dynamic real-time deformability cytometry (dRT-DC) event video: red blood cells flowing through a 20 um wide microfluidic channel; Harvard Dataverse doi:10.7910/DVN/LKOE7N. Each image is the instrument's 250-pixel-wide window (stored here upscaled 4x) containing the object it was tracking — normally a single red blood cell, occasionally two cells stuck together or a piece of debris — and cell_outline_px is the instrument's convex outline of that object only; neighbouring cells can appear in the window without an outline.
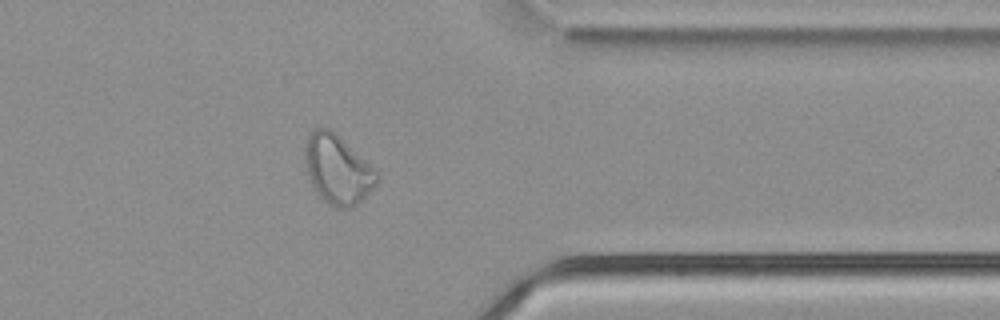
{"species": "common noctule bat (a hibernating species)", "species_latin": "Nyctalus noctula", "temperature_condition": "cold", "stored_images_in_passage": 38, "camera_frame_rate_fps": 3000, "um_per_image_px": 0.085, "animal": {"sex": "male", "body_mass_g": 21.5, "forearm_length_mm": 52.0}, "frame": {"image": 1, "passage_image": 27, "time_ms": 8.667, "image_size_px": [1000, 320], "cell_outline_px": [[380, 180], [352, 208], [336, 208], [328, 204], [312, 188], [308, 176], [304, 160], [304, 148], [308, 136], [320, 124], [336, 132], [376, 168], [380, 176]], "centroid_in_image_um": [28.69, 14.37], "position_along_channel_um": 382.7, "area_um2": 29.48}, "authors_computed_cell_mechanics": {"area_um2": 26.9637, "velocity_mm_per_s": 3.7622, "shape_relaxation_time_tau1_ms": null, "shape_relaxation_time_tau2_ms": 2.1388, "deformation_change_tau1": null, "deformation_change_tau2": 0.103}}